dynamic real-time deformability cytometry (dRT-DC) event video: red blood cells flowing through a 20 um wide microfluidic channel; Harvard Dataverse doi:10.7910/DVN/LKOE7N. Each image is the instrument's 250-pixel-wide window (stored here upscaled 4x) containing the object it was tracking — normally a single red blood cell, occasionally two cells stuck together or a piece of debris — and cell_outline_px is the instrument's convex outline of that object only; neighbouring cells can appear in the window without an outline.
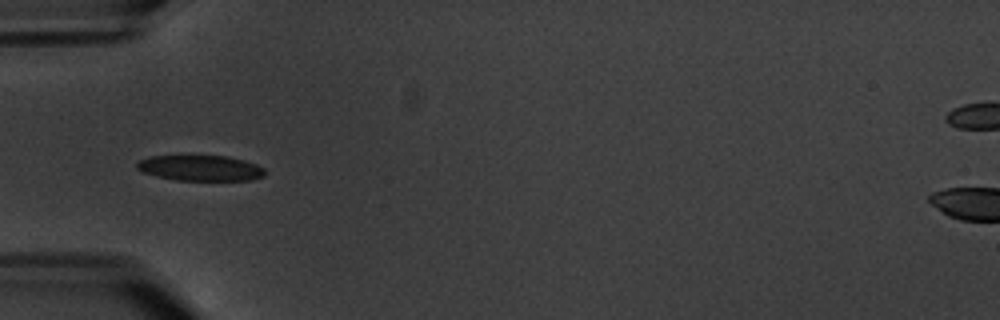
{"species": "common noctule bat (a hibernating species)", "species_latin": "Nyctalus noctula", "temperature_condition": "warm", "stored_images_in_passage": 7, "camera_frame_rate_fps": 3000, "um_per_image_px": 0.085, "animal": {"sex": "male", "body_mass_g": 20.1, "forearm_length_mm": 53.5}, "frame": {"image": 1, "passage_image": 1, "time_ms": 0.0, "image_size_px": [1000, 320], "cell_outline_px": [[264, 176], [252, 180], [176, 180], [156, 176], [144, 172], [136, 168], [136, 164], [140, 160], [148, 156], [228, 156], [244, 160], [256, 164], [264, 168]], "centroid_in_image_um": [17.04, 14.28], "position_along_channel_um": 68.0, "area_um2": 19.02}}
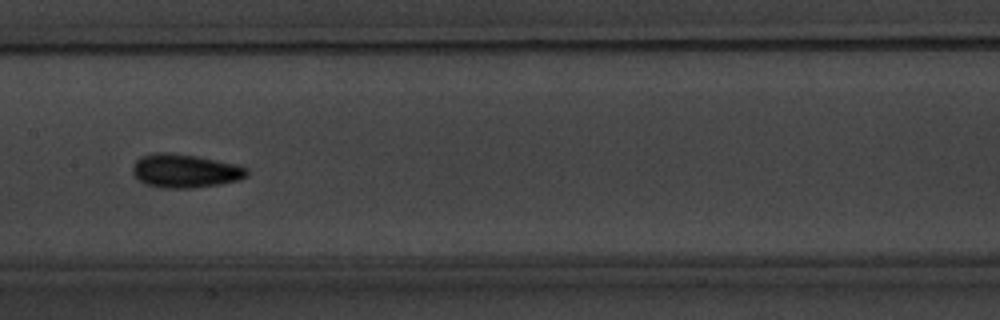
{"frame": {"image": 2, "passage_image": 4, "time_ms": 3.667, "image_size_px": [1000, 320], "cell_outline_px": [[248, 176], [240, 180], [220, 184], [192, 188], [160, 188], [144, 184], [132, 172], [132, 164], [140, 156], [152, 152], [172, 152], [196, 156], [236, 164], [248, 168]], "centroid_in_image_um": [15.71, 14.52], "position_along_channel_um": 191.7, "area_um2": 22.72}}
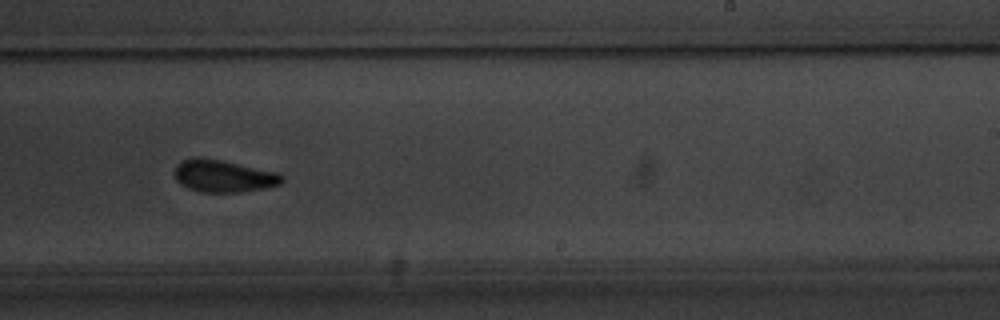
{"frame": {"image": 3, "passage_image": 6, "time_ms": 6.0, "image_size_px": [1000, 320], "cell_outline_px": [[284, 180], [280, 184], [260, 188], [236, 192], [200, 192], [188, 188], [180, 184], [176, 180], [172, 172], [176, 164], [180, 160], [192, 156], [196, 156], [220, 160], [280, 172], [284, 176]], "centroid_in_image_um": [18.93, 14.94], "position_along_channel_um": 270.1, "area_um2": 20.46}}